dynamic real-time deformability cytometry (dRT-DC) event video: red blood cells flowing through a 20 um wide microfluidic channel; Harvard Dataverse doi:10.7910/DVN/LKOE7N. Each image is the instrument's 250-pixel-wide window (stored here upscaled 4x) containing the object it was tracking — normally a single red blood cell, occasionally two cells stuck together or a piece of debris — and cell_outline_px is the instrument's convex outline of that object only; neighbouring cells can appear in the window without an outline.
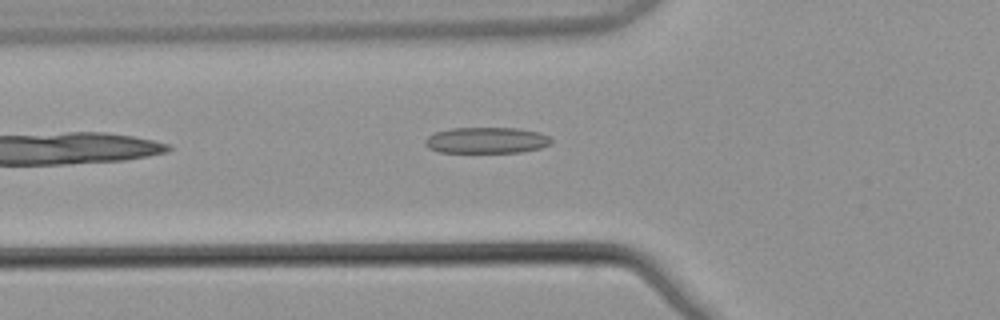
{"species": "common noctule bat (a hibernating species)", "species_latin": "Nyctalus noctula", "temperature_condition": "warm", "stored_images_in_passage": 5, "camera_frame_rate_fps": 3000, "um_per_image_px": 0.085, "animal": {"sex": "male", "body_mass_g": 21.5, "forearm_length_mm": 52.0}, "frame": {"image": 1, "passage_image": 5, "time_ms": 1.333, "image_size_px": [1000, 320], "cell_outline_px": [[552, 140], [548, 144], [540, 148], [520, 152], [440, 152], [428, 148], [424, 144], [424, 140], [428, 136], [436, 132], [452, 128], [516, 128], [540, 132], [548, 136]], "centroid_in_image_um": [41.33, 11.92], "position_along_channel_um": 84.5, "area_um2": 19.07}}